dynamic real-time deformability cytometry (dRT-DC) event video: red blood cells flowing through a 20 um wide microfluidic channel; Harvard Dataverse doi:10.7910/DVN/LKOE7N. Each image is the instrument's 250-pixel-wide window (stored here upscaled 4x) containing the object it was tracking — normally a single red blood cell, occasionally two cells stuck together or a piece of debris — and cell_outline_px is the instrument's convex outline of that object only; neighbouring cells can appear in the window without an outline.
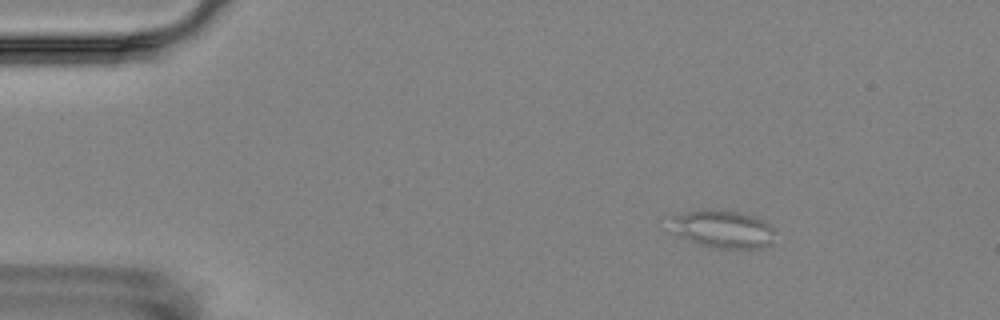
{"species": "Egyptian fruit bat (a non-hibernating species)", "species_latin": "Rousettus aegyptiacus", "temperature_condition": "room temperature", "stored_images_in_passage": 5, "camera_frame_rate_fps": 3000, "um_per_image_px": 0.085, "animal": {"sex": "female"}, "frame": {"image": 1, "passage_image": 1, "time_ms": 0.0, "image_size_px": [1000, 320], "cell_outline_px": [[772, 244], [768, 248], [716, 248], [700, 244], [676, 236], [668, 232], [672, 216], [692, 212], [736, 212], [752, 216], [768, 224], [772, 228]], "centroid_in_image_um": [61.4, 19.54], "position_along_channel_um": 23.6, "area_um2": 22.37}}
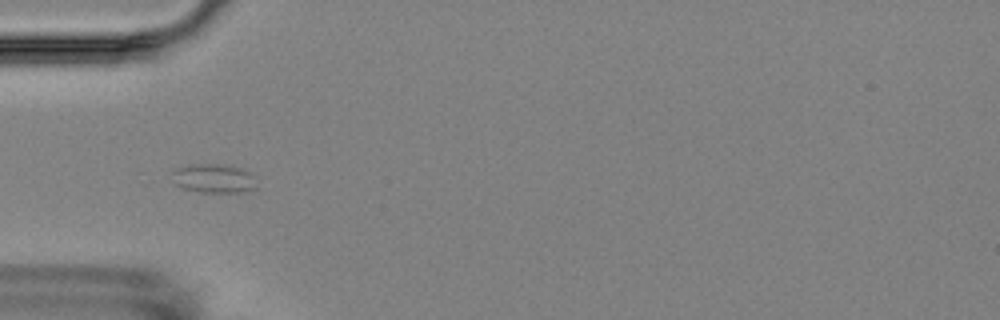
{"frame": {"image": 2, "passage_image": 4, "time_ms": 3.333, "image_size_px": [1000, 320], "cell_outline_px": [[256, 188], [244, 192], [200, 192], [180, 188], [176, 184], [172, 172], [176, 168], [192, 164], [224, 164], [244, 168], [252, 176]], "centroid_in_image_um": [18.16, 15.16], "position_along_channel_um": 66.8, "area_um2": 14.28}}
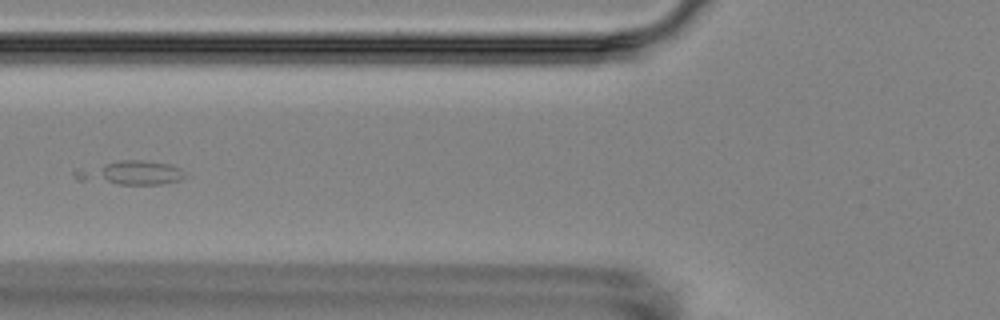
{"frame": {"image": 3, "passage_image": 5, "time_ms": 4.667, "image_size_px": [1000, 320], "cell_outline_px": [[184, 176], [180, 180], [160, 184], [116, 184], [76, 180], [72, 176], [72, 172], [124, 160], [140, 160], [172, 164], [180, 168], [184, 172]], "centroid_in_image_um": [11.16, 14.71], "position_along_channel_um": 114.6, "area_um2": 14.85}}